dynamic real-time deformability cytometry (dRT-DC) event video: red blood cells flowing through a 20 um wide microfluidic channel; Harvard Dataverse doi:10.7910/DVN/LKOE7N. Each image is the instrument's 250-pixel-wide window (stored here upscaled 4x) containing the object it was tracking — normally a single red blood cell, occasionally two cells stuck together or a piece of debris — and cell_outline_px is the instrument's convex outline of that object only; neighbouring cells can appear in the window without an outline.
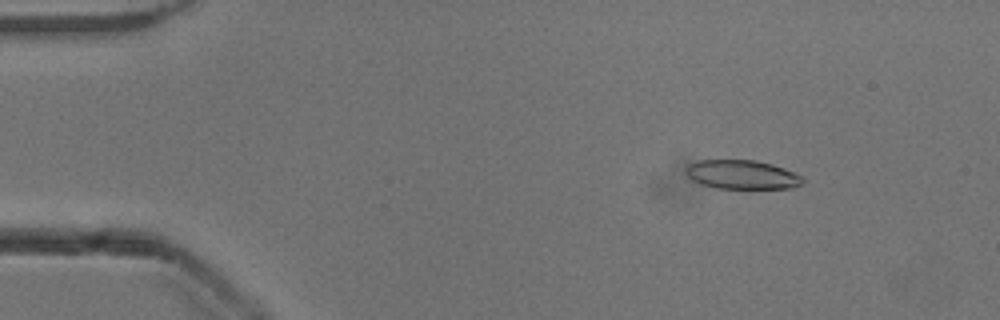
{"species": "common noctule bat (a hibernating species)", "species_latin": "Nyctalus noctula", "temperature_condition": "cold", "stored_images_in_passage": 46, "camera_frame_rate_fps": 3000, "um_per_image_px": 0.085, "animal": {"sex": "male", "body_mass_g": 13.3}, "frame": {"image": 1, "passage_image": 1, "time_ms": 0.0, "image_size_px": [1000, 320], "cell_outline_px": [[804, 184], [792, 188], [716, 188], [700, 184], [692, 180], [688, 176], [688, 164], [700, 160], [756, 160], [772, 164], [784, 168], [804, 176]], "centroid_in_image_um": [63.14, 14.85], "position_along_channel_um": 21.9, "area_um2": 19.77}}
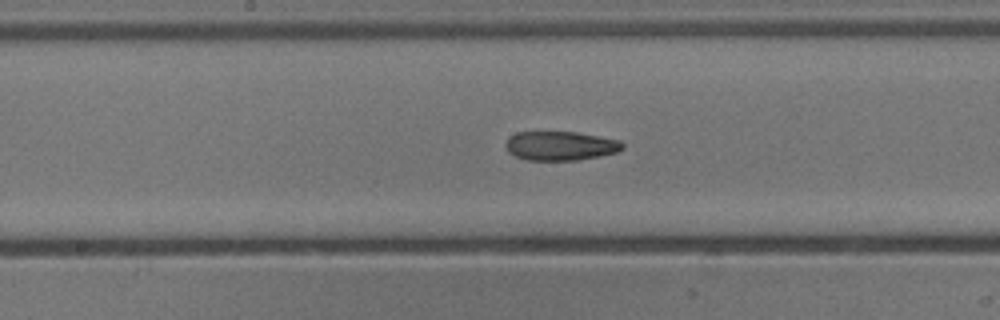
{"frame": {"image": 2, "passage_image": 21, "time_ms": 6.667, "image_size_px": [1000, 320], "cell_outline_px": [[624, 148], [616, 152], [600, 156], [576, 160], [524, 160], [508, 152], [504, 144], [508, 136], [516, 132], [576, 132], [620, 140], [624, 144]], "centroid_in_image_um": [47.6, 12.39], "position_along_channel_um": 200.6, "area_um2": 19.94}}
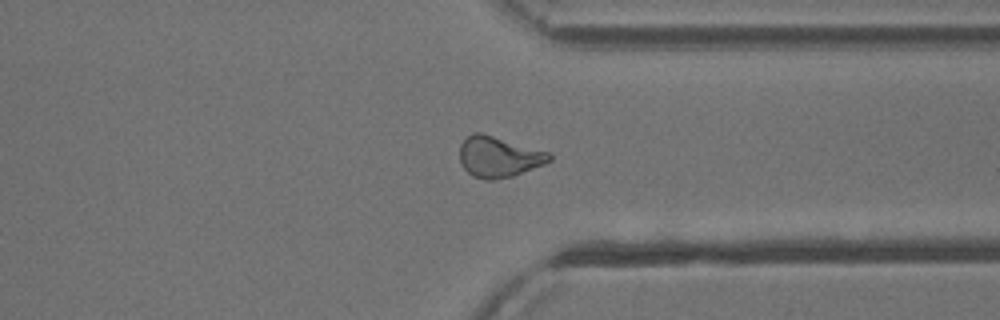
{"frame": {"image": 3, "passage_image": 34, "time_ms": 11.0, "image_size_px": [1000, 320], "cell_outline_px": [[552, 160], [544, 164], [512, 176], [492, 180], [484, 180], [472, 176], [464, 168], [460, 160], [460, 144], [468, 136], [476, 132], [480, 132], [548, 152], [552, 156]], "centroid_in_image_um": [42.37, 13.34], "position_along_channel_um": 369.0, "area_um2": 21.04}, "authors_computed_cell_mechanics": {"area_um2": 20.7502, "velocity_mm_per_s": 3.9129, "shape_relaxation_time_tau1_ms": null, "shape_relaxation_time_tau2_ms": 5.7112, "deformation_change_tau1": null, "deformation_change_tau2": 0.1441}}